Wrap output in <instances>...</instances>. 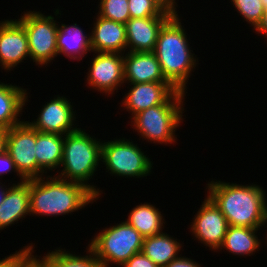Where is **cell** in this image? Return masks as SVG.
I'll list each match as a JSON object with an SVG mask.
<instances>
[{
  "label": "cell",
  "mask_w": 267,
  "mask_h": 267,
  "mask_svg": "<svg viewBox=\"0 0 267 267\" xmlns=\"http://www.w3.org/2000/svg\"><path fill=\"white\" fill-rule=\"evenodd\" d=\"M206 185V195L220 209L230 226L267 227V197L262 186L221 180H211Z\"/></svg>",
  "instance_id": "6da1fadb"
},
{
  "label": "cell",
  "mask_w": 267,
  "mask_h": 267,
  "mask_svg": "<svg viewBox=\"0 0 267 267\" xmlns=\"http://www.w3.org/2000/svg\"><path fill=\"white\" fill-rule=\"evenodd\" d=\"M45 179V180H44ZM30 216H63L85 208L99 198L81 183L51 174L29 179Z\"/></svg>",
  "instance_id": "7a4b0ae2"
},
{
  "label": "cell",
  "mask_w": 267,
  "mask_h": 267,
  "mask_svg": "<svg viewBox=\"0 0 267 267\" xmlns=\"http://www.w3.org/2000/svg\"><path fill=\"white\" fill-rule=\"evenodd\" d=\"M179 15H172L161 27L153 50L165 79L178 91L187 93V82L198 64ZM195 55V57H194Z\"/></svg>",
  "instance_id": "3957f363"
},
{
  "label": "cell",
  "mask_w": 267,
  "mask_h": 267,
  "mask_svg": "<svg viewBox=\"0 0 267 267\" xmlns=\"http://www.w3.org/2000/svg\"><path fill=\"white\" fill-rule=\"evenodd\" d=\"M85 131L80 127L64 135L63 159L60 165L63 169L59 168L61 172L58 171L56 176L67 181L81 183L100 198L103 192L93 183L91 185L88 182L93 179L97 167L101 164L102 141Z\"/></svg>",
  "instance_id": "277c9868"
},
{
  "label": "cell",
  "mask_w": 267,
  "mask_h": 267,
  "mask_svg": "<svg viewBox=\"0 0 267 267\" xmlns=\"http://www.w3.org/2000/svg\"><path fill=\"white\" fill-rule=\"evenodd\" d=\"M185 96L176 90L163 104L135 114L130 120L139 138L159 145L176 142L175 132L184 120Z\"/></svg>",
  "instance_id": "5b68a950"
},
{
  "label": "cell",
  "mask_w": 267,
  "mask_h": 267,
  "mask_svg": "<svg viewBox=\"0 0 267 267\" xmlns=\"http://www.w3.org/2000/svg\"><path fill=\"white\" fill-rule=\"evenodd\" d=\"M88 246L102 267L122 266L131 256L142 252L144 237L126 221L106 227L92 237Z\"/></svg>",
  "instance_id": "8992f818"
},
{
  "label": "cell",
  "mask_w": 267,
  "mask_h": 267,
  "mask_svg": "<svg viewBox=\"0 0 267 267\" xmlns=\"http://www.w3.org/2000/svg\"><path fill=\"white\" fill-rule=\"evenodd\" d=\"M113 139L102 142L101 164L106 166V172L111 176L125 178H141L152 174L153 162L134 141L124 137Z\"/></svg>",
  "instance_id": "52a82bcc"
},
{
  "label": "cell",
  "mask_w": 267,
  "mask_h": 267,
  "mask_svg": "<svg viewBox=\"0 0 267 267\" xmlns=\"http://www.w3.org/2000/svg\"><path fill=\"white\" fill-rule=\"evenodd\" d=\"M17 20L24 26L30 52V60L38 66H48L57 56L58 24L52 15L26 10Z\"/></svg>",
  "instance_id": "ba28073f"
},
{
  "label": "cell",
  "mask_w": 267,
  "mask_h": 267,
  "mask_svg": "<svg viewBox=\"0 0 267 267\" xmlns=\"http://www.w3.org/2000/svg\"><path fill=\"white\" fill-rule=\"evenodd\" d=\"M35 145L36 129L27 121L7 129L6 151L26 180L46 176L37 165Z\"/></svg>",
  "instance_id": "9c48e42d"
},
{
  "label": "cell",
  "mask_w": 267,
  "mask_h": 267,
  "mask_svg": "<svg viewBox=\"0 0 267 267\" xmlns=\"http://www.w3.org/2000/svg\"><path fill=\"white\" fill-rule=\"evenodd\" d=\"M85 83L91 90L111 96L125 83L124 54L109 52H93ZM119 87V88H118ZM93 88V89H92Z\"/></svg>",
  "instance_id": "30bf717a"
},
{
  "label": "cell",
  "mask_w": 267,
  "mask_h": 267,
  "mask_svg": "<svg viewBox=\"0 0 267 267\" xmlns=\"http://www.w3.org/2000/svg\"><path fill=\"white\" fill-rule=\"evenodd\" d=\"M190 224L189 228L194 240L197 239L198 243H203L214 252H217L222 245L229 227L220 209L207 195Z\"/></svg>",
  "instance_id": "8fae6325"
},
{
  "label": "cell",
  "mask_w": 267,
  "mask_h": 267,
  "mask_svg": "<svg viewBox=\"0 0 267 267\" xmlns=\"http://www.w3.org/2000/svg\"><path fill=\"white\" fill-rule=\"evenodd\" d=\"M73 107V103L66 96L55 95L51 101L42 106L38 118L27 122L38 132L66 135L76 131L79 126L75 123L78 114Z\"/></svg>",
  "instance_id": "7c38bea8"
},
{
  "label": "cell",
  "mask_w": 267,
  "mask_h": 267,
  "mask_svg": "<svg viewBox=\"0 0 267 267\" xmlns=\"http://www.w3.org/2000/svg\"><path fill=\"white\" fill-rule=\"evenodd\" d=\"M27 58L30 52L24 26L17 19L0 21V67L11 72Z\"/></svg>",
  "instance_id": "4fadbf2b"
},
{
  "label": "cell",
  "mask_w": 267,
  "mask_h": 267,
  "mask_svg": "<svg viewBox=\"0 0 267 267\" xmlns=\"http://www.w3.org/2000/svg\"><path fill=\"white\" fill-rule=\"evenodd\" d=\"M132 85L123 96L121 107L131 113L130 119L140 111L163 104L176 89L169 82H150Z\"/></svg>",
  "instance_id": "5bb4252c"
},
{
  "label": "cell",
  "mask_w": 267,
  "mask_h": 267,
  "mask_svg": "<svg viewBox=\"0 0 267 267\" xmlns=\"http://www.w3.org/2000/svg\"><path fill=\"white\" fill-rule=\"evenodd\" d=\"M171 16L166 11L161 17L130 18L125 23L127 51L153 52L160 29Z\"/></svg>",
  "instance_id": "9a60e30c"
},
{
  "label": "cell",
  "mask_w": 267,
  "mask_h": 267,
  "mask_svg": "<svg viewBox=\"0 0 267 267\" xmlns=\"http://www.w3.org/2000/svg\"><path fill=\"white\" fill-rule=\"evenodd\" d=\"M90 32L92 52L125 54L127 36L125 24L105 19L97 14Z\"/></svg>",
  "instance_id": "2e32d148"
},
{
  "label": "cell",
  "mask_w": 267,
  "mask_h": 267,
  "mask_svg": "<svg viewBox=\"0 0 267 267\" xmlns=\"http://www.w3.org/2000/svg\"><path fill=\"white\" fill-rule=\"evenodd\" d=\"M124 79L127 84L168 82L153 52H126Z\"/></svg>",
  "instance_id": "e0dca14e"
},
{
  "label": "cell",
  "mask_w": 267,
  "mask_h": 267,
  "mask_svg": "<svg viewBox=\"0 0 267 267\" xmlns=\"http://www.w3.org/2000/svg\"><path fill=\"white\" fill-rule=\"evenodd\" d=\"M27 215L30 216L29 179L23 183H13L7 190L0 206V230L17 224Z\"/></svg>",
  "instance_id": "ac0fdd59"
},
{
  "label": "cell",
  "mask_w": 267,
  "mask_h": 267,
  "mask_svg": "<svg viewBox=\"0 0 267 267\" xmlns=\"http://www.w3.org/2000/svg\"><path fill=\"white\" fill-rule=\"evenodd\" d=\"M57 51L58 55H64L71 60L80 61L89 52H92L91 34H85L79 25L58 24L57 33Z\"/></svg>",
  "instance_id": "d6986e66"
},
{
  "label": "cell",
  "mask_w": 267,
  "mask_h": 267,
  "mask_svg": "<svg viewBox=\"0 0 267 267\" xmlns=\"http://www.w3.org/2000/svg\"><path fill=\"white\" fill-rule=\"evenodd\" d=\"M28 98L27 90L21 86L0 82V128L10 129L24 121L19 117Z\"/></svg>",
  "instance_id": "ffe728a7"
},
{
  "label": "cell",
  "mask_w": 267,
  "mask_h": 267,
  "mask_svg": "<svg viewBox=\"0 0 267 267\" xmlns=\"http://www.w3.org/2000/svg\"><path fill=\"white\" fill-rule=\"evenodd\" d=\"M64 135L38 132L36 130V153L38 167L47 175V171H55L63 159Z\"/></svg>",
  "instance_id": "44dd1931"
},
{
  "label": "cell",
  "mask_w": 267,
  "mask_h": 267,
  "mask_svg": "<svg viewBox=\"0 0 267 267\" xmlns=\"http://www.w3.org/2000/svg\"><path fill=\"white\" fill-rule=\"evenodd\" d=\"M180 240L170 237L166 232L144 238L142 252L158 267H165L178 258L183 245Z\"/></svg>",
  "instance_id": "7402d4cb"
},
{
  "label": "cell",
  "mask_w": 267,
  "mask_h": 267,
  "mask_svg": "<svg viewBox=\"0 0 267 267\" xmlns=\"http://www.w3.org/2000/svg\"><path fill=\"white\" fill-rule=\"evenodd\" d=\"M257 228L230 226L227 229L222 245L218 251L226 250L238 256H251L260 250L261 239H258Z\"/></svg>",
  "instance_id": "603a6c76"
},
{
  "label": "cell",
  "mask_w": 267,
  "mask_h": 267,
  "mask_svg": "<svg viewBox=\"0 0 267 267\" xmlns=\"http://www.w3.org/2000/svg\"><path fill=\"white\" fill-rule=\"evenodd\" d=\"M125 221L144 238L162 233L166 223L159 208L147 202L133 207Z\"/></svg>",
  "instance_id": "cb8c5ba5"
},
{
  "label": "cell",
  "mask_w": 267,
  "mask_h": 267,
  "mask_svg": "<svg viewBox=\"0 0 267 267\" xmlns=\"http://www.w3.org/2000/svg\"><path fill=\"white\" fill-rule=\"evenodd\" d=\"M85 249L86 255L80 256L59 247L55 251L45 253L40 259L46 263V267H102L93 250L88 245Z\"/></svg>",
  "instance_id": "d4e9b609"
},
{
  "label": "cell",
  "mask_w": 267,
  "mask_h": 267,
  "mask_svg": "<svg viewBox=\"0 0 267 267\" xmlns=\"http://www.w3.org/2000/svg\"><path fill=\"white\" fill-rule=\"evenodd\" d=\"M98 8L96 14L105 19L123 24L130 19L128 0H100Z\"/></svg>",
  "instance_id": "484cf974"
},
{
  "label": "cell",
  "mask_w": 267,
  "mask_h": 267,
  "mask_svg": "<svg viewBox=\"0 0 267 267\" xmlns=\"http://www.w3.org/2000/svg\"><path fill=\"white\" fill-rule=\"evenodd\" d=\"M237 13L245 19L253 29L261 22L264 14V7L261 0H231Z\"/></svg>",
  "instance_id": "4316f807"
},
{
  "label": "cell",
  "mask_w": 267,
  "mask_h": 267,
  "mask_svg": "<svg viewBox=\"0 0 267 267\" xmlns=\"http://www.w3.org/2000/svg\"><path fill=\"white\" fill-rule=\"evenodd\" d=\"M130 18L161 17L164 11L155 0H128Z\"/></svg>",
  "instance_id": "83f0119b"
},
{
  "label": "cell",
  "mask_w": 267,
  "mask_h": 267,
  "mask_svg": "<svg viewBox=\"0 0 267 267\" xmlns=\"http://www.w3.org/2000/svg\"><path fill=\"white\" fill-rule=\"evenodd\" d=\"M12 172H16V175L20 178V181L17 183H23L24 181H26V179L17 170L15 162L11 158L10 154L5 151L3 154L0 155V179L3 178V175Z\"/></svg>",
  "instance_id": "f1b7e54d"
},
{
  "label": "cell",
  "mask_w": 267,
  "mask_h": 267,
  "mask_svg": "<svg viewBox=\"0 0 267 267\" xmlns=\"http://www.w3.org/2000/svg\"><path fill=\"white\" fill-rule=\"evenodd\" d=\"M30 244V245H29ZM27 246H23V249L15 251V253L0 258V267H16L19 260L30 250L35 248L32 243H29Z\"/></svg>",
  "instance_id": "f546056e"
},
{
  "label": "cell",
  "mask_w": 267,
  "mask_h": 267,
  "mask_svg": "<svg viewBox=\"0 0 267 267\" xmlns=\"http://www.w3.org/2000/svg\"><path fill=\"white\" fill-rule=\"evenodd\" d=\"M120 267H158L150 258H148L143 252H139L131 256Z\"/></svg>",
  "instance_id": "4dcf8cb0"
},
{
  "label": "cell",
  "mask_w": 267,
  "mask_h": 267,
  "mask_svg": "<svg viewBox=\"0 0 267 267\" xmlns=\"http://www.w3.org/2000/svg\"><path fill=\"white\" fill-rule=\"evenodd\" d=\"M34 248L30 249L18 262L16 267H46V263L41 259V256L34 255Z\"/></svg>",
  "instance_id": "1f68e13d"
},
{
  "label": "cell",
  "mask_w": 267,
  "mask_h": 267,
  "mask_svg": "<svg viewBox=\"0 0 267 267\" xmlns=\"http://www.w3.org/2000/svg\"><path fill=\"white\" fill-rule=\"evenodd\" d=\"M165 267H201V264L188 257H182L181 254L178 258L172 260Z\"/></svg>",
  "instance_id": "d6a6232c"
},
{
  "label": "cell",
  "mask_w": 267,
  "mask_h": 267,
  "mask_svg": "<svg viewBox=\"0 0 267 267\" xmlns=\"http://www.w3.org/2000/svg\"><path fill=\"white\" fill-rule=\"evenodd\" d=\"M160 7L164 10L167 11L169 13H171L172 15H178L176 11L177 10V6L178 4L176 3V0H155Z\"/></svg>",
  "instance_id": "836d02e7"
},
{
  "label": "cell",
  "mask_w": 267,
  "mask_h": 267,
  "mask_svg": "<svg viewBox=\"0 0 267 267\" xmlns=\"http://www.w3.org/2000/svg\"><path fill=\"white\" fill-rule=\"evenodd\" d=\"M254 30L255 33L257 32L256 34H260V36L267 38V8L264 9V14L261 19V22L257 25V27Z\"/></svg>",
  "instance_id": "e575fe53"
},
{
  "label": "cell",
  "mask_w": 267,
  "mask_h": 267,
  "mask_svg": "<svg viewBox=\"0 0 267 267\" xmlns=\"http://www.w3.org/2000/svg\"><path fill=\"white\" fill-rule=\"evenodd\" d=\"M7 129L0 128V155L6 151Z\"/></svg>",
  "instance_id": "d590c367"
},
{
  "label": "cell",
  "mask_w": 267,
  "mask_h": 267,
  "mask_svg": "<svg viewBox=\"0 0 267 267\" xmlns=\"http://www.w3.org/2000/svg\"><path fill=\"white\" fill-rule=\"evenodd\" d=\"M1 184L2 183L0 182V206L4 202V198H5L6 194H7V190L11 187L9 185L10 183H8V186H6L4 184L1 185Z\"/></svg>",
  "instance_id": "8d00e7d4"
},
{
  "label": "cell",
  "mask_w": 267,
  "mask_h": 267,
  "mask_svg": "<svg viewBox=\"0 0 267 267\" xmlns=\"http://www.w3.org/2000/svg\"><path fill=\"white\" fill-rule=\"evenodd\" d=\"M261 1H262L264 9H266L267 8V0H261Z\"/></svg>",
  "instance_id": "74e56055"
}]
</instances>
